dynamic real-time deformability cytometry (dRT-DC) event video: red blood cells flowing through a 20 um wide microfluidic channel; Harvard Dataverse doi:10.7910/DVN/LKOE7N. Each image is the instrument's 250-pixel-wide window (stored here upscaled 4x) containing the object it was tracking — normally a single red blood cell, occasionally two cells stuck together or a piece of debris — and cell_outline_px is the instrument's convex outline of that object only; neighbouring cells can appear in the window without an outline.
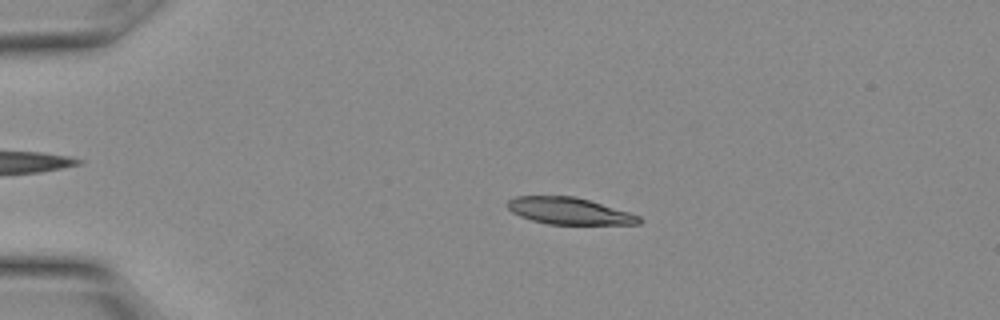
{"species": "Egyptian fruit bat (a non-hibernating species)", "species_latin": "Rousettus aegyptiacus", "temperature_condition": "warm", "stored_images_in_passage": 16, "camera_frame_rate_fps": 3000, "um_per_image_px": 0.085, "animal": {"sex": "female"}, "frame": {"image": 1, "passage_image": 6, "time_ms": 1.667, "image_size_px": [1000, 320], "cell_outline_px": [[644, 220], [640, 224], [548, 224], [532, 220], [520, 216], [512, 212], [504, 204], [508, 200], [516, 196], [572, 196], [588, 200], [628, 212], [640, 216]], "centroid_in_image_um": [48.35, 17.93], "position_along_channel_um": 36.6, "area_um2": 20.4}}
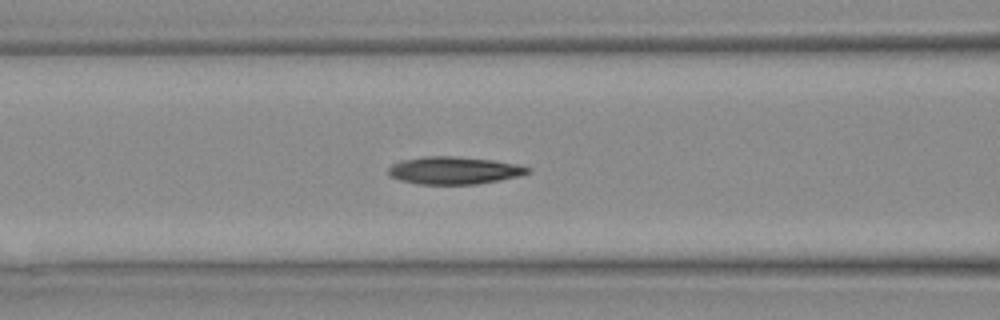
{"frame": {"image": 2, "passage_image": 12, "time_ms": 3.667, "image_size_px": [1000, 320], "cell_outline_px": [[528, 172], [516, 176], [476, 184], [420, 184], [400, 180], [388, 176], [388, 168], [392, 164], [404, 160], [424, 156], [456, 156], [492, 160], [516, 164], [528, 168]], "centroid_in_image_um": [38.5, 14.48], "position_along_channel_um": 128.1, "area_um2": 21.96}}
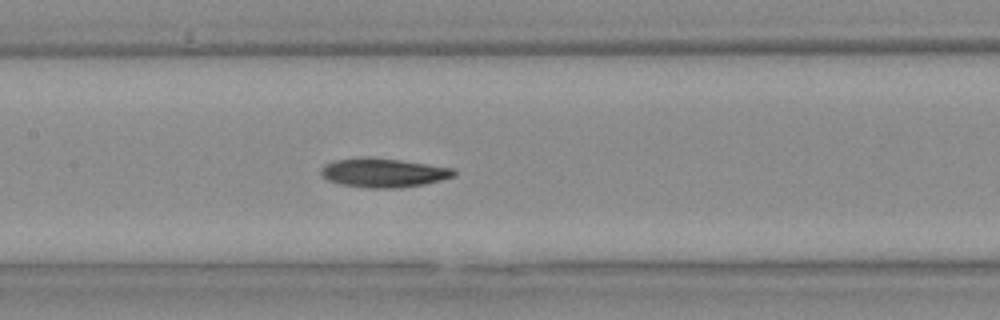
{"frame": {"image": 3, "passage_image": 14, "time_ms": 4.333, "image_size_px": [1000, 320], "cell_outline_px": [[456, 176], [424, 184], [400, 188], [368, 188], [340, 184], [328, 180], [320, 172], [320, 168], [324, 164], [332, 160], [364, 156], [400, 160], [456, 168]], "centroid_in_image_um": [32.59, 14.67], "position_along_channel_um": 174.8, "area_um2": 22.77}}